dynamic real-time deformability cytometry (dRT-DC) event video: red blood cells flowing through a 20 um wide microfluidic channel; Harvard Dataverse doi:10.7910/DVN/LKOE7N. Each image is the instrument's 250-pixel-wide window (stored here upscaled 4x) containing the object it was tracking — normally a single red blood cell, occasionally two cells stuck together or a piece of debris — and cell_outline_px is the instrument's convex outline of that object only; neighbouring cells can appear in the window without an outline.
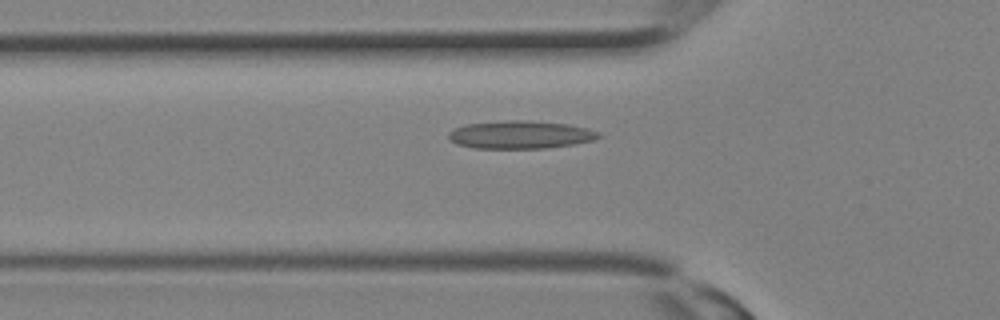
{"species": "Egyptian fruit bat (a non-hibernating species)", "species_latin": "Rousettus aegyptiacus", "temperature_condition": "room temperature", "stored_images_in_passage": 27, "camera_frame_rate_fps": 3000, "um_per_image_px": 0.085, "animal": {"sex": "female"}, "frame": {"image": 1, "passage_image": 6, "time_ms": 1.667, "image_size_px": [1000, 320], "cell_outline_px": [[600, 136], [592, 140], [572, 144], [548, 148], [476, 148], [456, 144], [448, 140], [448, 132], [456, 128], [468, 124], [504, 120], [524, 120], [568, 124], [588, 128], [600, 132]], "centroid_in_image_um": [44.21, 11.45], "position_along_channel_um": 81.6, "area_um2": 24.33}}
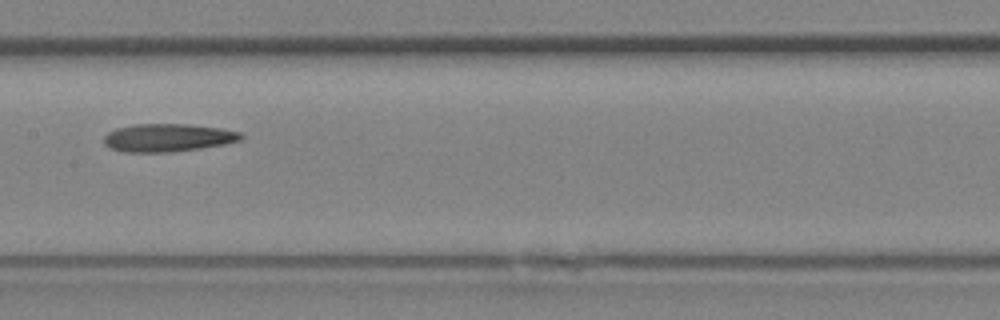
{"frame": {"image": 2, "passage_image": 11, "time_ms": 3.333, "image_size_px": [1000, 320], "cell_outline_px": [[244, 136], [240, 140], [224, 144], [200, 148], [172, 152], [120, 152], [108, 148], [104, 144], [104, 136], [108, 132], [116, 128], [132, 124], [188, 124], [220, 128], [240, 132]], "centroid_in_image_um": [14.21, 11.71], "position_along_channel_um": 193.2, "area_um2": 22.48}}
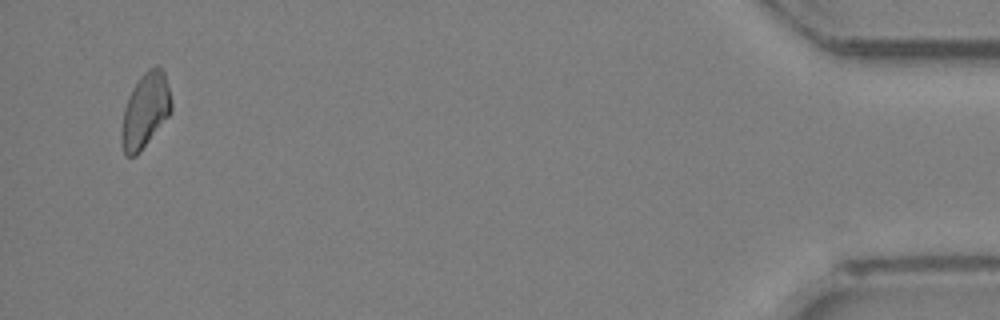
{"frame": {"image": 3, "passage_image": 25, "time_ms": 8.0, "image_size_px": [1000, 320], "cell_outline_px": [[172, 112], [140, 152], [136, 156], [124, 156], [120, 140], [120, 132], [124, 108], [128, 96], [132, 88], [140, 76], [148, 68], [156, 64], [160, 64], [164, 72], [172, 104]], "centroid_in_image_um": [12.33, 9.39], "position_along_channel_um": 422.9, "area_um2": 22.08}}